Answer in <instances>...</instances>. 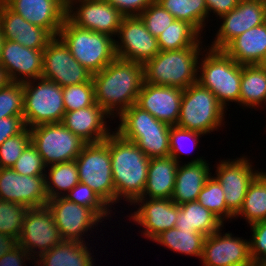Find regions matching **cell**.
<instances>
[{"instance_id":"74e56055","label":"cell","mask_w":266,"mask_h":266,"mask_svg":"<svg viewBox=\"0 0 266 266\" xmlns=\"http://www.w3.org/2000/svg\"><path fill=\"white\" fill-rule=\"evenodd\" d=\"M65 111H74L96 104L93 82L62 87Z\"/></svg>"},{"instance_id":"7402d4cb","label":"cell","mask_w":266,"mask_h":266,"mask_svg":"<svg viewBox=\"0 0 266 266\" xmlns=\"http://www.w3.org/2000/svg\"><path fill=\"white\" fill-rule=\"evenodd\" d=\"M132 204L139 205V208L130 218L143 226L142 233L146 238L153 240L161 232L175 227L179 205L171 199L137 198Z\"/></svg>"},{"instance_id":"9a60e30c","label":"cell","mask_w":266,"mask_h":266,"mask_svg":"<svg viewBox=\"0 0 266 266\" xmlns=\"http://www.w3.org/2000/svg\"><path fill=\"white\" fill-rule=\"evenodd\" d=\"M230 160H222L217 164L214 177L224 191L227 208L236 215L242 208L249 185L262 171H253V165L247 157Z\"/></svg>"},{"instance_id":"ba28073f","label":"cell","mask_w":266,"mask_h":266,"mask_svg":"<svg viewBox=\"0 0 266 266\" xmlns=\"http://www.w3.org/2000/svg\"><path fill=\"white\" fill-rule=\"evenodd\" d=\"M23 89L26 127L62 122L66 111L61 86L39 78L23 83Z\"/></svg>"},{"instance_id":"83f0119b","label":"cell","mask_w":266,"mask_h":266,"mask_svg":"<svg viewBox=\"0 0 266 266\" xmlns=\"http://www.w3.org/2000/svg\"><path fill=\"white\" fill-rule=\"evenodd\" d=\"M223 50L240 65H258L266 53V22L235 37Z\"/></svg>"},{"instance_id":"52a82bcc","label":"cell","mask_w":266,"mask_h":266,"mask_svg":"<svg viewBox=\"0 0 266 266\" xmlns=\"http://www.w3.org/2000/svg\"><path fill=\"white\" fill-rule=\"evenodd\" d=\"M224 111L214 93L197 82L183 90L176 126L206 135L222 126Z\"/></svg>"},{"instance_id":"ac0fdd59","label":"cell","mask_w":266,"mask_h":266,"mask_svg":"<svg viewBox=\"0 0 266 266\" xmlns=\"http://www.w3.org/2000/svg\"><path fill=\"white\" fill-rule=\"evenodd\" d=\"M220 228L204 241L203 266H255L250 257L249 241L221 233Z\"/></svg>"},{"instance_id":"f546056e","label":"cell","mask_w":266,"mask_h":266,"mask_svg":"<svg viewBox=\"0 0 266 266\" xmlns=\"http://www.w3.org/2000/svg\"><path fill=\"white\" fill-rule=\"evenodd\" d=\"M215 214L202 206L198 201L179 205V215L175 228L194 230L204 236H209L224 225Z\"/></svg>"},{"instance_id":"c3c4849f","label":"cell","mask_w":266,"mask_h":266,"mask_svg":"<svg viewBox=\"0 0 266 266\" xmlns=\"http://www.w3.org/2000/svg\"><path fill=\"white\" fill-rule=\"evenodd\" d=\"M23 116H12L0 119V145L8 138L22 133L26 129Z\"/></svg>"},{"instance_id":"d4e9b609","label":"cell","mask_w":266,"mask_h":266,"mask_svg":"<svg viewBox=\"0 0 266 266\" xmlns=\"http://www.w3.org/2000/svg\"><path fill=\"white\" fill-rule=\"evenodd\" d=\"M106 118H110V115L96 103L86 108L65 112L61 123L87 144L98 143L111 134L106 125Z\"/></svg>"},{"instance_id":"484cf974","label":"cell","mask_w":266,"mask_h":266,"mask_svg":"<svg viewBox=\"0 0 266 266\" xmlns=\"http://www.w3.org/2000/svg\"><path fill=\"white\" fill-rule=\"evenodd\" d=\"M208 165L202 157L191 160L183 166L179 163L171 200L177 205L196 201L206 180L212 174Z\"/></svg>"},{"instance_id":"5bb4252c","label":"cell","mask_w":266,"mask_h":266,"mask_svg":"<svg viewBox=\"0 0 266 266\" xmlns=\"http://www.w3.org/2000/svg\"><path fill=\"white\" fill-rule=\"evenodd\" d=\"M115 40L118 58L145 64L160 52L158 40L146 28L139 16L124 17Z\"/></svg>"},{"instance_id":"2e32d148","label":"cell","mask_w":266,"mask_h":266,"mask_svg":"<svg viewBox=\"0 0 266 266\" xmlns=\"http://www.w3.org/2000/svg\"><path fill=\"white\" fill-rule=\"evenodd\" d=\"M47 207L52 212L62 240L85 243L82 235L96 223L98 225V222H102L95 211L69 201L64 196L48 200Z\"/></svg>"},{"instance_id":"816d5d0a","label":"cell","mask_w":266,"mask_h":266,"mask_svg":"<svg viewBox=\"0 0 266 266\" xmlns=\"http://www.w3.org/2000/svg\"><path fill=\"white\" fill-rule=\"evenodd\" d=\"M18 245V239L14 236L0 232V258Z\"/></svg>"},{"instance_id":"d6986e66","label":"cell","mask_w":266,"mask_h":266,"mask_svg":"<svg viewBox=\"0 0 266 266\" xmlns=\"http://www.w3.org/2000/svg\"><path fill=\"white\" fill-rule=\"evenodd\" d=\"M223 20L210 48L223 50L235 37L266 22V1L240 0Z\"/></svg>"},{"instance_id":"277c9868","label":"cell","mask_w":266,"mask_h":266,"mask_svg":"<svg viewBox=\"0 0 266 266\" xmlns=\"http://www.w3.org/2000/svg\"><path fill=\"white\" fill-rule=\"evenodd\" d=\"M116 133L122 138L134 142L147 157L169 156L170 125L159 121L137 104L119 115Z\"/></svg>"},{"instance_id":"7c38bea8","label":"cell","mask_w":266,"mask_h":266,"mask_svg":"<svg viewBox=\"0 0 266 266\" xmlns=\"http://www.w3.org/2000/svg\"><path fill=\"white\" fill-rule=\"evenodd\" d=\"M61 241L58 227L54 223L52 212L47 205L28 208L23 220L18 244L30 254V257L32 256L35 261V253L36 255L38 254L36 256L38 257ZM35 249H39V252H36Z\"/></svg>"},{"instance_id":"d590c367","label":"cell","mask_w":266,"mask_h":266,"mask_svg":"<svg viewBox=\"0 0 266 266\" xmlns=\"http://www.w3.org/2000/svg\"><path fill=\"white\" fill-rule=\"evenodd\" d=\"M176 20H182L192 25L200 34L208 19V9L205 0H156ZM207 17V18H206Z\"/></svg>"},{"instance_id":"7dc6e473","label":"cell","mask_w":266,"mask_h":266,"mask_svg":"<svg viewBox=\"0 0 266 266\" xmlns=\"http://www.w3.org/2000/svg\"><path fill=\"white\" fill-rule=\"evenodd\" d=\"M124 17L139 16L156 0H106Z\"/></svg>"},{"instance_id":"11a10c76","label":"cell","mask_w":266,"mask_h":266,"mask_svg":"<svg viewBox=\"0 0 266 266\" xmlns=\"http://www.w3.org/2000/svg\"><path fill=\"white\" fill-rule=\"evenodd\" d=\"M3 41H4V38H3L1 27H0V57H1V49H2Z\"/></svg>"},{"instance_id":"7a4b0ae2","label":"cell","mask_w":266,"mask_h":266,"mask_svg":"<svg viewBox=\"0 0 266 266\" xmlns=\"http://www.w3.org/2000/svg\"><path fill=\"white\" fill-rule=\"evenodd\" d=\"M108 136L115 204L120 198L132 203L142 196L150 158L134 143L112 131Z\"/></svg>"},{"instance_id":"8fae6325","label":"cell","mask_w":266,"mask_h":266,"mask_svg":"<svg viewBox=\"0 0 266 266\" xmlns=\"http://www.w3.org/2000/svg\"><path fill=\"white\" fill-rule=\"evenodd\" d=\"M43 51L41 78L55 82L61 87L93 82V74L71 55L68 47L58 36L54 37Z\"/></svg>"},{"instance_id":"f5cc1de1","label":"cell","mask_w":266,"mask_h":266,"mask_svg":"<svg viewBox=\"0 0 266 266\" xmlns=\"http://www.w3.org/2000/svg\"><path fill=\"white\" fill-rule=\"evenodd\" d=\"M10 82L5 69L0 65V89L5 87Z\"/></svg>"},{"instance_id":"681fc988","label":"cell","mask_w":266,"mask_h":266,"mask_svg":"<svg viewBox=\"0 0 266 266\" xmlns=\"http://www.w3.org/2000/svg\"><path fill=\"white\" fill-rule=\"evenodd\" d=\"M30 254L19 244L10 252L0 258V266H24L26 260H30Z\"/></svg>"},{"instance_id":"4dcf8cb0","label":"cell","mask_w":266,"mask_h":266,"mask_svg":"<svg viewBox=\"0 0 266 266\" xmlns=\"http://www.w3.org/2000/svg\"><path fill=\"white\" fill-rule=\"evenodd\" d=\"M206 236L194 230L171 228L161 232L153 240L173 252L196 256L201 259Z\"/></svg>"},{"instance_id":"ab89813d","label":"cell","mask_w":266,"mask_h":266,"mask_svg":"<svg viewBox=\"0 0 266 266\" xmlns=\"http://www.w3.org/2000/svg\"><path fill=\"white\" fill-rule=\"evenodd\" d=\"M24 89L23 83L9 82L0 89V119L12 116H23Z\"/></svg>"},{"instance_id":"836d02e7","label":"cell","mask_w":266,"mask_h":266,"mask_svg":"<svg viewBox=\"0 0 266 266\" xmlns=\"http://www.w3.org/2000/svg\"><path fill=\"white\" fill-rule=\"evenodd\" d=\"M47 168L49 172L45 175V182L49 200L65 196V193L80 182L75 160L53 164Z\"/></svg>"},{"instance_id":"603a6c76","label":"cell","mask_w":266,"mask_h":266,"mask_svg":"<svg viewBox=\"0 0 266 266\" xmlns=\"http://www.w3.org/2000/svg\"><path fill=\"white\" fill-rule=\"evenodd\" d=\"M182 95L183 89L144 82L136 104L159 121L174 126L179 119Z\"/></svg>"},{"instance_id":"e0dca14e","label":"cell","mask_w":266,"mask_h":266,"mask_svg":"<svg viewBox=\"0 0 266 266\" xmlns=\"http://www.w3.org/2000/svg\"><path fill=\"white\" fill-rule=\"evenodd\" d=\"M0 199L27 208L47 205L45 175L27 176L12 168H0Z\"/></svg>"},{"instance_id":"cb8c5ba5","label":"cell","mask_w":266,"mask_h":266,"mask_svg":"<svg viewBox=\"0 0 266 266\" xmlns=\"http://www.w3.org/2000/svg\"><path fill=\"white\" fill-rule=\"evenodd\" d=\"M0 27L5 40H14L32 49H44L54 36L40 26L26 21L0 0Z\"/></svg>"},{"instance_id":"ffe728a7","label":"cell","mask_w":266,"mask_h":266,"mask_svg":"<svg viewBox=\"0 0 266 266\" xmlns=\"http://www.w3.org/2000/svg\"><path fill=\"white\" fill-rule=\"evenodd\" d=\"M43 49L27 48L14 40L2 44L0 65L10 82L25 83L42 76Z\"/></svg>"},{"instance_id":"5b68a950","label":"cell","mask_w":266,"mask_h":266,"mask_svg":"<svg viewBox=\"0 0 266 266\" xmlns=\"http://www.w3.org/2000/svg\"><path fill=\"white\" fill-rule=\"evenodd\" d=\"M58 37L68 47L71 55L92 74L100 72L117 55L115 39L74 25L67 17Z\"/></svg>"},{"instance_id":"4316f807","label":"cell","mask_w":266,"mask_h":266,"mask_svg":"<svg viewBox=\"0 0 266 266\" xmlns=\"http://www.w3.org/2000/svg\"><path fill=\"white\" fill-rule=\"evenodd\" d=\"M178 162L171 156L150 158L148 177L143 194L139 198L171 199Z\"/></svg>"},{"instance_id":"f1b7e54d","label":"cell","mask_w":266,"mask_h":266,"mask_svg":"<svg viewBox=\"0 0 266 266\" xmlns=\"http://www.w3.org/2000/svg\"><path fill=\"white\" fill-rule=\"evenodd\" d=\"M86 242L62 240L39 256L37 266H93V257Z\"/></svg>"},{"instance_id":"ee69618b","label":"cell","mask_w":266,"mask_h":266,"mask_svg":"<svg viewBox=\"0 0 266 266\" xmlns=\"http://www.w3.org/2000/svg\"><path fill=\"white\" fill-rule=\"evenodd\" d=\"M139 17L147 30L156 38L176 20L157 1L150 4Z\"/></svg>"},{"instance_id":"60d3db41","label":"cell","mask_w":266,"mask_h":266,"mask_svg":"<svg viewBox=\"0 0 266 266\" xmlns=\"http://www.w3.org/2000/svg\"><path fill=\"white\" fill-rule=\"evenodd\" d=\"M64 197L69 201L95 211L102 219L109 216L108 214L112 211L88 185L81 182L75 185Z\"/></svg>"},{"instance_id":"4fadbf2b","label":"cell","mask_w":266,"mask_h":266,"mask_svg":"<svg viewBox=\"0 0 266 266\" xmlns=\"http://www.w3.org/2000/svg\"><path fill=\"white\" fill-rule=\"evenodd\" d=\"M78 2L79 5L77 6L79 7L75 8L74 5ZM66 17L80 28L104 33L112 37L114 35L116 37L124 18L106 0H67Z\"/></svg>"},{"instance_id":"d6a6232c","label":"cell","mask_w":266,"mask_h":266,"mask_svg":"<svg viewBox=\"0 0 266 266\" xmlns=\"http://www.w3.org/2000/svg\"><path fill=\"white\" fill-rule=\"evenodd\" d=\"M201 34L188 22L175 20L158 37L160 51L178 50L188 47H202Z\"/></svg>"},{"instance_id":"9c48e42d","label":"cell","mask_w":266,"mask_h":266,"mask_svg":"<svg viewBox=\"0 0 266 266\" xmlns=\"http://www.w3.org/2000/svg\"><path fill=\"white\" fill-rule=\"evenodd\" d=\"M75 161L79 181L88 185L109 207L115 204L108 137L102 142L86 144Z\"/></svg>"},{"instance_id":"e575fe53","label":"cell","mask_w":266,"mask_h":266,"mask_svg":"<svg viewBox=\"0 0 266 266\" xmlns=\"http://www.w3.org/2000/svg\"><path fill=\"white\" fill-rule=\"evenodd\" d=\"M245 217L249 225L266 220V172L249 185L242 208L234 217Z\"/></svg>"},{"instance_id":"7bdbcfd3","label":"cell","mask_w":266,"mask_h":266,"mask_svg":"<svg viewBox=\"0 0 266 266\" xmlns=\"http://www.w3.org/2000/svg\"><path fill=\"white\" fill-rule=\"evenodd\" d=\"M30 142L28 127L22 133L6 139L0 145V168H12Z\"/></svg>"},{"instance_id":"8992f818","label":"cell","mask_w":266,"mask_h":266,"mask_svg":"<svg viewBox=\"0 0 266 266\" xmlns=\"http://www.w3.org/2000/svg\"><path fill=\"white\" fill-rule=\"evenodd\" d=\"M201 58L198 65L197 82L209 89L217 97L219 103L226 108V102H238L242 65L234 61L224 50L210 48ZM209 51V52H208ZM202 72V73H201Z\"/></svg>"},{"instance_id":"f6af8a7d","label":"cell","mask_w":266,"mask_h":266,"mask_svg":"<svg viewBox=\"0 0 266 266\" xmlns=\"http://www.w3.org/2000/svg\"><path fill=\"white\" fill-rule=\"evenodd\" d=\"M45 168L42 157L32 142L27 145L21 156L12 166L15 172L27 176L46 175L47 170Z\"/></svg>"},{"instance_id":"6da1fadb","label":"cell","mask_w":266,"mask_h":266,"mask_svg":"<svg viewBox=\"0 0 266 266\" xmlns=\"http://www.w3.org/2000/svg\"><path fill=\"white\" fill-rule=\"evenodd\" d=\"M92 81L96 103L111 117L119 116L137 103L144 83V67L116 57L100 72L93 74Z\"/></svg>"},{"instance_id":"1f68e13d","label":"cell","mask_w":266,"mask_h":266,"mask_svg":"<svg viewBox=\"0 0 266 266\" xmlns=\"http://www.w3.org/2000/svg\"><path fill=\"white\" fill-rule=\"evenodd\" d=\"M266 104V70L258 65H242L239 105L262 107Z\"/></svg>"},{"instance_id":"f35d334b","label":"cell","mask_w":266,"mask_h":266,"mask_svg":"<svg viewBox=\"0 0 266 266\" xmlns=\"http://www.w3.org/2000/svg\"><path fill=\"white\" fill-rule=\"evenodd\" d=\"M27 210L22 204L0 199V232L18 239Z\"/></svg>"},{"instance_id":"44dd1931","label":"cell","mask_w":266,"mask_h":266,"mask_svg":"<svg viewBox=\"0 0 266 266\" xmlns=\"http://www.w3.org/2000/svg\"><path fill=\"white\" fill-rule=\"evenodd\" d=\"M12 11L31 24L58 36L66 18L67 0H2Z\"/></svg>"},{"instance_id":"8d00e7d4","label":"cell","mask_w":266,"mask_h":266,"mask_svg":"<svg viewBox=\"0 0 266 266\" xmlns=\"http://www.w3.org/2000/svg\"><path fill=\"white\" fill-rule=\"evenodd\" d=\"M202 206L215 214L222 222L234 218V214L227 208L224 191L218 180L210 176L198 194L197 200ZM225 218V219H224Z\"/></svg>"},{"instance_id":"bcb514c9","label":"cell","mask_w":266,"mask_h":266,"mask_svg":"<svg viewBox=\"0 0 266 266\" xmlns=\"http://www.w3.org/2000/svg\"><path fill=\"white\" fill-rule=\"evenodd\" d=\"M250 257L255 266H266V220L251 224Z\"/></svg>"},{"instance_id":"db71d44e","label":"cell","mask_w":266,"mask_h":266,"mask_svg":"<svg viewBox=\"0 0 266 266\" xmlns=\"http://www.w3.org/2000/svg\"><path fill=\"white\" fill-rule=\"evenodd\" d=\"M258 66L261 67L262 69L266 70V53L262 57V59L259 62Z\"/></svg>"},{"instance_id":"f907efd6","label":"cell","mask_w":266,"mask_h":266,"mask_svg":"<svg viewBox=\"0 0 266 266\" xmlns=\"http://www.w3.org/2000/svg\"><path fill=\"white\" fill-rule=\"evenodd\" d=\"M239 1L240 0H205L206 7L208 9V16L212 11L217 14V17L228 14L239 4Z\"/></svg>"},{"instance_id":"b9f144b4","label":"cell","mask_w":266,"mask_h":266,"mask_svg":"<svg viewBox=\"0 0 266 266\" xmlns=\"http://www.w3.org/2000/svg\"><path fill=\"white\" fill-rule=\"evenodd\" d=\"M203 136L202 133L183 129L176 125L170 126V132H169V143H170V150H169V156H171L173 159H175L178 163L181 153H191L193 149L196 148L197 143L199 142V138ZM190 141L189 143H187ZM192 142V143H191ZM186 144H189L190 146L187 147ZM187 147V148H186ZM192 150V151H190Z\"/></svg>"},{"instance_id":"30bf717a","label":"cell","mask_w":266,"mask_h":266,"mask_svg":"<svg viewBox=\"0 0 266 266\" xmlns=\"http://www.w3.org/2000/svg\"><path fill=\"white\" fill-rule=\"evenodd\" d=\"M29 129L31 142L46 167L75 160L87 144L62 123L40 124Z\"/></svg>"},{"instance_id":"3957f363","label":"cell","mask_w":266,"mask_h":266,"mask_svg":"<svg viewBox=\"0 0 266 266\" xmlns=\"http://www.w3.org/2000/svg\"><path fill=\"white\" fill-rule=\"evenodd\" d=\"M203 47L160 51L144 65V82L186 89L197 83L198 66Z\"/></svg>"}]
</instances>
